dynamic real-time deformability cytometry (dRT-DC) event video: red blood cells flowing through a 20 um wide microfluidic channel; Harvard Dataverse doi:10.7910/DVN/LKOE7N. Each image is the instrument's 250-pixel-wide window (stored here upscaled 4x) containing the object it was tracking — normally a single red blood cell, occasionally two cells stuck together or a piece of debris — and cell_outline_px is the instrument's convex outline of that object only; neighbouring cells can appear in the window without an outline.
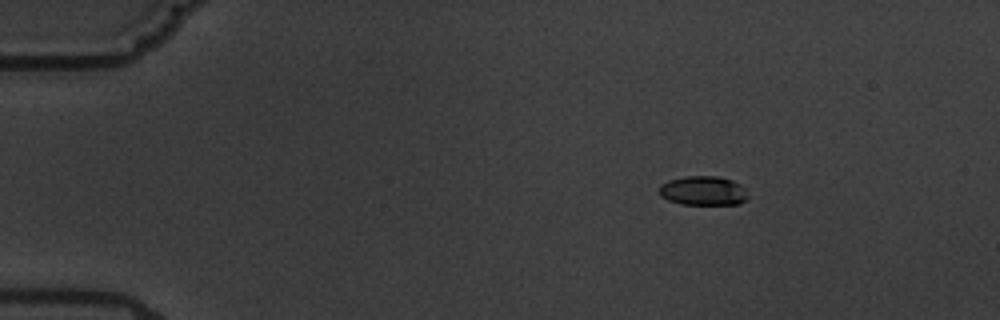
{"species": "common noctule bat (a hibernating species)", "species_latin": "Nyctalus noctula", "temperature_condition": "warm", "stored_images_in_passage": 15, "camera_frame_rate_fps": 3000, "um_per_image_px": 0.085, "animal": {"sex": "male", "body_mass_g": 19.5, "forearm_length_mm": 54.6}, "frame": {"image": 1, "passage_image": 1, "time_ms": 0.0, "image_size_px": [1000, 320], "cell_outline_px": [[748, 200], [740, 204], [680, 204], [668, 200], [660, 196], [660, 184], [668, 180], [684, 176], [720, 176], [732, 180], [740, 184], [744, 188], [748, 196]], "centroid_in_image_um": [59.78, 16.21], "position_along_channel_um": 25.2, "area_um2": 15.32}}
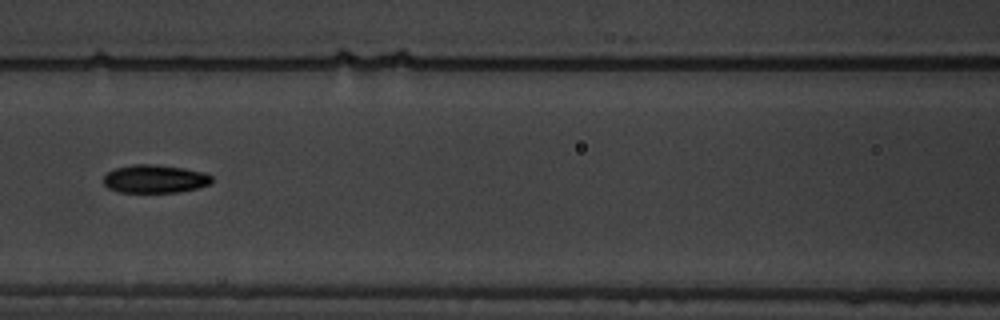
{"frame": {"image": 2, "passage_image": 6, "time_ms": 6.0, "image_size_px": [1000, 320], "cell_outline_px": [[212, 180], [208, 184], [200, 188], [176, 192], [120, 192], [108, 188], [104, 184], [104, 176], [108, 172], [116, 168], [132, 164], [152, 164], [184, 168], [204, 172], [212, 176]], "centroid_in_image_um": [13.17, 15.2], "position_along_channel_um": 153.4, "area_um2": 17.74}}
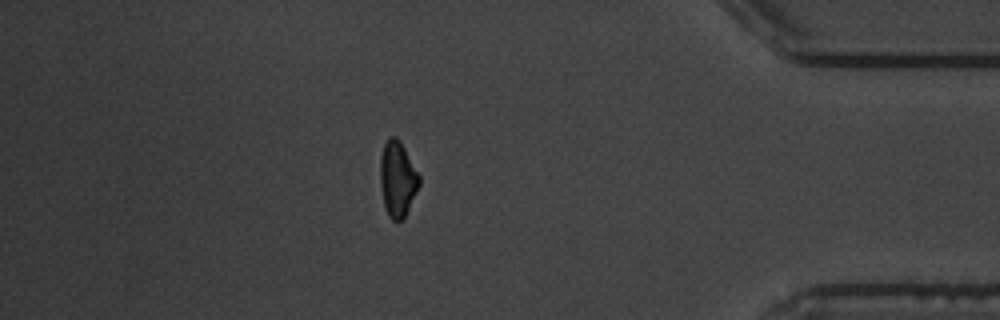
{"frame": {"image": 3, "passage_image": 13, "time_ms": 14.0, "image_size_px": [1000, 320], "cell_outline_px": [[420, 184], [404, 216], [400, 220], [392, 220], [388, 216], [384, 204], [380, 184], [380, 156], [384, 144], [388, 136], [396, 136], [400, 140], [420, 176]], "centroid_in_image_um": [33.77, 15.16], "position_along_channel_um": 401.4, "area_um2": 17.05}, "authors_computed_cell_mechanics": {"area_um2": 17.051, "velocity_mm_per_s": 3.5183, "shape_relaxation_time_tau1_ms": 3.6925, "shape_relaxation_time_tau2_ms": 3.2835, "deformation_change_tau1": 0.1284, "deformation_change_tau2": 0.0786}}